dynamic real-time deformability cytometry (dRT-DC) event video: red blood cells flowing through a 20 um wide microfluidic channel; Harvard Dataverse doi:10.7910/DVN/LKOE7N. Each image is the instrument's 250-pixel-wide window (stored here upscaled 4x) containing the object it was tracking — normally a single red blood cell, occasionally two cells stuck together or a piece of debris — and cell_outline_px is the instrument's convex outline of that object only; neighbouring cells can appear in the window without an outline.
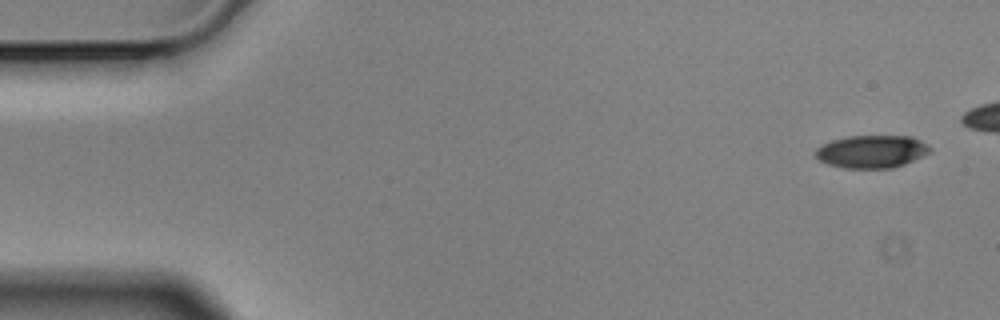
{"species": "Egyptian fruit bat (a non-hibernating species)", "species_latin": "Rousettus aegyptiacus", "temperature_condition": "cold", "stored_images_in_passage": 4, "camera_frame_rate_fps": 3000, "um_per_image_px": 0.085, "animal": {"sex": "male"}, "frame": {"image": 1, "passage_image": 1, "time_ms": 0.0, "image_size_px": [1000, 320], "cell_outline_px": [[932, 148], [928, 152], [904, 164], [892, 168], [844, 168], [828, 164], [820, 160], [816, 156], [816, 148], [820, 144], [832, 140], [848, 136], [912, 136], [920, 140]], "centroid_in_image_um": [74.06, 12.87], "position_along_channel_um": 10.9, "area_um2": 21.68}}